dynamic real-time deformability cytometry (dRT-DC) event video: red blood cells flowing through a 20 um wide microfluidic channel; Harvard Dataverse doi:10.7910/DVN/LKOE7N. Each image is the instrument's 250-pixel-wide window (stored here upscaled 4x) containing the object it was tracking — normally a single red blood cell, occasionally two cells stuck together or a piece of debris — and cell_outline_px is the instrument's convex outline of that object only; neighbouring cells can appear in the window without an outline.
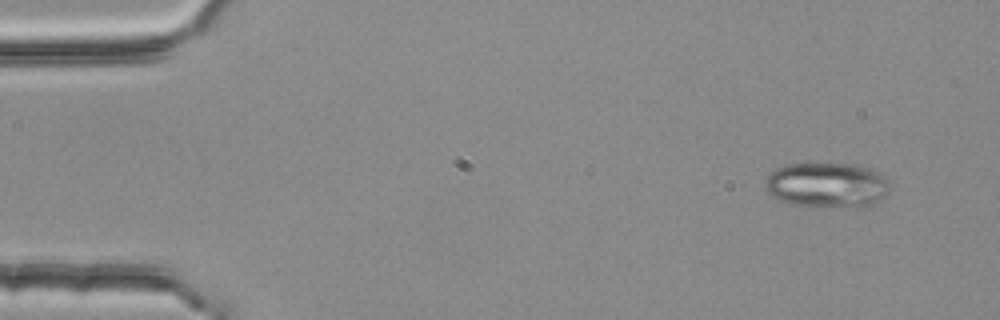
{"species": "common noctule bat (a hibernating species)", "species_latin": "Nyctalus noctula", "temperature_condition": "room temperature", "stored_images_in_passage": 3, "camera_frame_rate_fps": 3000, "um_per_image_px": 0.085, "animal": {"sex": "female", "body_mass_g": 25.1}, "frame": {"image": 1, "passage_image": 1, "time_ms": 0.0, "image_size_px": [1000, 320], "cell_outline_px": [[888, 192], [884, 196], [872, 204], [788, 204], [772, 196], [764, 188], [764, 180], [776, 168], [788, 164], [856, 164], [868, 168], [884, 176], [888, 180]], "centroid_in_image_um": [70.23, 15.67], "position_along_channel_um": 14.8, "area_um2": 31.5}}